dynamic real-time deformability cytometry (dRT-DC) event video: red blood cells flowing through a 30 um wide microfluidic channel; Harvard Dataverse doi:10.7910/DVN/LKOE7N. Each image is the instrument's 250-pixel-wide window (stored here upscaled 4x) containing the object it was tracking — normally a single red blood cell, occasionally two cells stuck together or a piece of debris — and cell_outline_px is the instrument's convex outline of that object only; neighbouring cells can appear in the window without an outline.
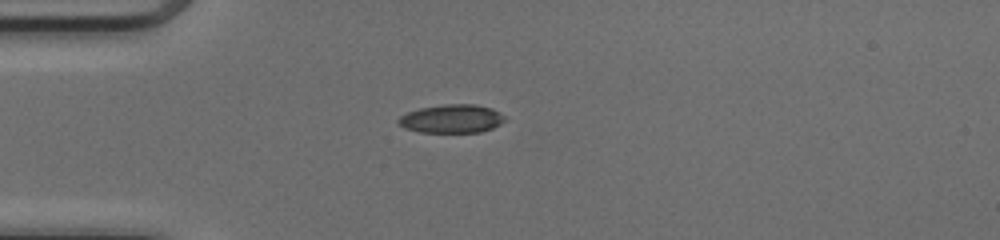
{"species": "common noctule bat (a hibernating species)", "species_latin": "Nyctalus noctula", "temperature_condition": "cold", "stored_images_in_passage": 30, "camera_frame_rate_fps": 3000, "um_per_image_px": 0.085, "animal": {"sex": "female", "body_mass_g": 17.0, "forearm_length_mm": 48.0}, "frame": {"image": 1, "passage_image": 1, "time_ms": 0.0, "image_size_px": [1000, 240], "cell_outline_px": [[508, 120], [492, 128], [480, 132], [420, 132], [404, 128], [396, 124], [396, 120], [400, 116], [408, 112], [420, 108], [444, 104], [476, 104], [492, 108], [500, 112]], "centroid_in_image_um": [38.39, 10.09], "position_along_channel_um": 46.6, "area_um2": 17.86}}
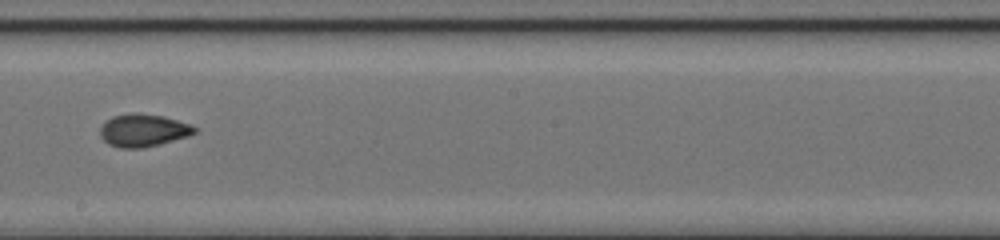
{"frame": {"image": 2, "passage_image": 16, "time_ms": 5.0, "image_size_px": [1000, 240], "cell_outline_px": [[196, 132], [188, 136], [160, 144], [144, 148], [120, 148], [108, 144], [100, 136], [100, 128], [112, 116], [132, 112], [140, 112], [164, 116], [192, 124], [196, 128]], "centroid_in_image_um": [12.19, 11.07], "position_along_channel_um": 236.0, "area_um2": 18.15}}
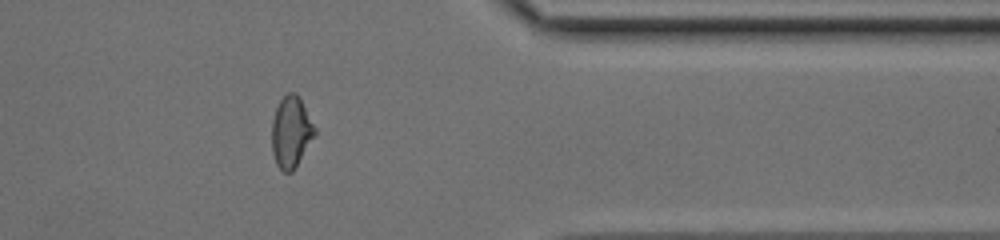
{"frame": {"image": 3, "passage_image": 28, "time_ms": 9.0, "image_size_px": [1000, 240], "cell_outline_px": [[316, 132], [292, 172], [284, 172], [276, 164], [272, 152], [272, 120], [276, 108], [280, 100], [288, 92], [296, 92], [300, 96], [316, 128]], "centroid_in_image_um": [24.73, 11.18], "position_along_channel_um": 386.7, "area_um2": 17.74}, "authors_computed_cell_mechanics": {"area_um2": 17.7446, "velocity_mm_per_s": 4.1429, "shape_relaxation_time_tau1_ms": 5.9243, "shape_relaxation_time_tau2_ms": 1.4366, "deformation_change_tau1": 0.1682, "deformation_change_tau2": 0.0666}}